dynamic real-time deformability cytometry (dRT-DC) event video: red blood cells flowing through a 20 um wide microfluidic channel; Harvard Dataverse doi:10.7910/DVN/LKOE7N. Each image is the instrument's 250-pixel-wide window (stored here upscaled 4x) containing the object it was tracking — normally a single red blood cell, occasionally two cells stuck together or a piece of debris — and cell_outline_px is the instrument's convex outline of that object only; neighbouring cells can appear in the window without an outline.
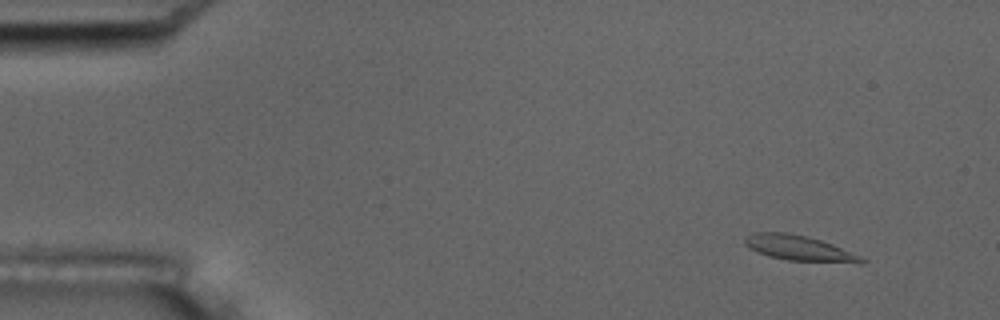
{"species": "common noctule bat (a hibernating species)", "species_latin": "Nyctalus noctula", "temperature_condition": "room temperature", "stored_images_in_passage": 5, "camera_frame_rate_fps": 3000, "um_per_image_px": 0.085, "animal": {"sex": "male", "body_mass_g": 17.5, "forearm_length_mm": 52.3}, "frame": {"image": 1, "passage_image": 2, "time_ms": 1.0, "image_size_px": [1000, 320], "cell_outline_px": [[868, 260], [864, 264], [860, 264], [788, 260], [768, 256], [756, 252], [748, 248], [744, 244], [744, 240], [748, 236], [756, 232], [788, 232], [808, 236], [832, 244], [860, 256]], "centroid_in_image_um": [67.96, 21.11], "position_along_channel_um": 17.0, "area_um2": 17.4}}